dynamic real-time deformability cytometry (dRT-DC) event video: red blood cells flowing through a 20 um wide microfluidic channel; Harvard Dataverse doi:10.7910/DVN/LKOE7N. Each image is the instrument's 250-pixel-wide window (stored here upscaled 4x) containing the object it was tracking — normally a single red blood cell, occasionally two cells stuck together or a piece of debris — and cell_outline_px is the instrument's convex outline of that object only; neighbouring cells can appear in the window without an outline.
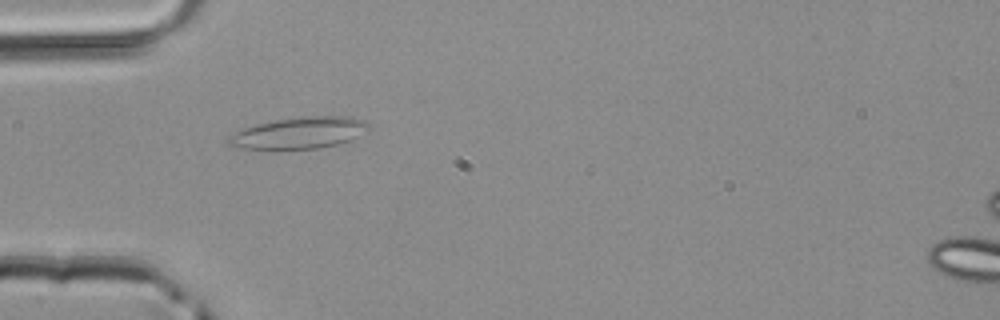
{"species": "common noctule bat (a hibernating species)", "species_latin": "Nyctalus noctula", "temperature_condition": "room temperature", "stored_images_in_passage": 4, "camera_frame_rate_fps": 3000, "um_per_image_px": 0.085, "animal": {"sex": "male", "body_mass_g": 20.4}, "frame": {"image": 1, "passage_image": 4, "time_ms": 1.0, "image_size_px": [1000, 320], "cell_outline_px": [[372, 128], [348, 140], [336, 144], [320, 148], [240, 148], [228, 144], [228, 136], [244, 128], [256, 124], [276, 120], [304, 116], [352, 116], [368, 120]], "centroid_in_image_um": [25.51, 11.27], "position_along_channel_um": 59.5, "area_um2": 25.49}}